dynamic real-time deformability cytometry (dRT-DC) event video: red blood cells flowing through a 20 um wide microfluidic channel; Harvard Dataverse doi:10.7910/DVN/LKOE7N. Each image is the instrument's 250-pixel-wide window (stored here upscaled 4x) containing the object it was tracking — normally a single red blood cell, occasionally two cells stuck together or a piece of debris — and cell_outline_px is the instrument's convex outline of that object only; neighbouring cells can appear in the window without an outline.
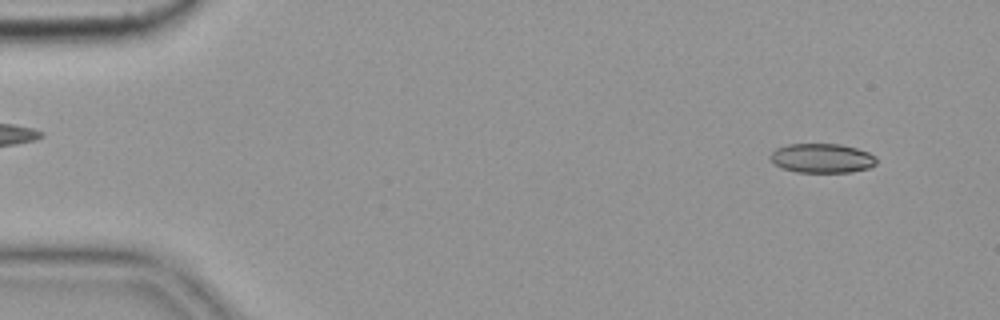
{"species": "common noctule bat (a hibernating species)", "species_latin": "Nyctalus noctula", "temperature_condition": "cold", "stored_images_in_passage": 4, "camera_frame_rate_fps": 3000, "um_per_image_px": 0.085, "animal": {"sex": "female", "body_mass_g": 19.9}, "frame": {"image": 1, "passage_image": 1, "time_ms": 0.0, "image_size_px": [1000, 320], "cell_outline_px": [[876, 164], [868, 168], [852, 172], [796, 172], [784, 168], [776, 164], [768, 156], [776, 148], [788, 144], [840, 144], [856, 148], [868, 152], [876, 156]], "centroid_in_image_um": [69.88, 13.44], "position_along_channel_um": 15.1, "area_um2": 18.09}}